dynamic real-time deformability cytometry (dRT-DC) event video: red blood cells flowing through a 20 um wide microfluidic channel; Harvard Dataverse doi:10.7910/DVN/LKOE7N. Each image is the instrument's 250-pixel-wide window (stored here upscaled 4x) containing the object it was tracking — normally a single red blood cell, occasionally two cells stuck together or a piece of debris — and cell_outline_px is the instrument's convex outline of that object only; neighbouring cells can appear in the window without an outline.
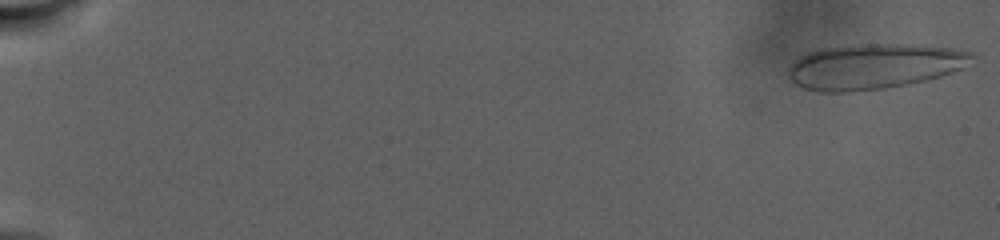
{"species": "human", "species_latin": "Homo sapiens", "temperature_condition": "warm", "stored_images_in_passage": 67, "camera_frame_rate_fps": 3000, "um_per_image_px": 0.085, "donor": {"sex": "male"}, "frame": {"image": 1, "passage_image": 1, "time_ms": 0.0, "image_size_px": [1000, 240], "cell_outline_px": [[976, 56], [964, 68], [940, 76], [908, 84], [884, 88], [852, 92], [820, 92], [804, 88], [796, 84], [788, 76], [788, 68], [800, 56], [808, 52], [824, 48], [852, 44], [908, 44], [952, 48], [976, 52]], "centroid_in_image_um": [74.32, 5.63], "position_along_channel_um": 10.7, "area_um2": 48.67}}
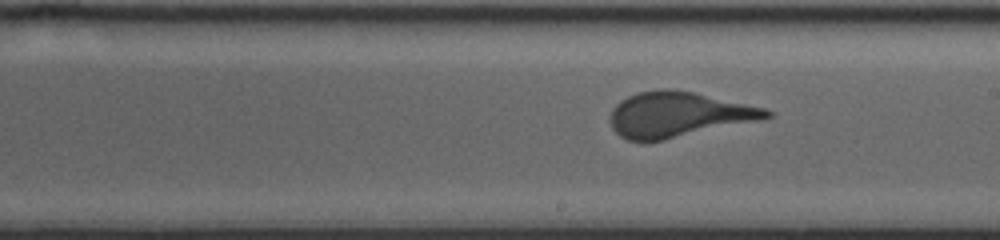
{"frame": {"image": 2, "passage_image": 35, "time_ms": 18.0, "image_size_px": [1000, 240], "cell_outline_px": [[772, 116], [760, 120], [664, 140], [628, 140], [620, 136], [612, 128], [608, 120], [612, 108], [620, 100], [636, 92], [660, 88], [664, 88], [692, 92], [764, 108], [772, 112]], "centroid_in_image_um": [57.59, 9.73], "position_along_channel_um": 231.4, "area_um2": 40.86}}
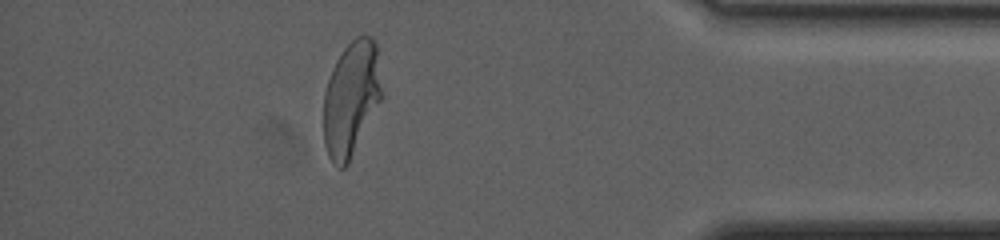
{"frame": {"image": 3, "passage_image": 58, "time_ms": 26.667, "image_size_px": [1000, 240], "cell_outline_px": [[384, 96], [348, 164], [344, 168], [340, 168], [328, 156], [324, 144], [324, 92], [332, 68], [336, 60], [344, 48], [356, 36], [372, 36], [376, 44]], "centroid_in_image_um": [29.88, 8.37], "position_along_channel_um": 405.3, "area_um2": 39.25}}